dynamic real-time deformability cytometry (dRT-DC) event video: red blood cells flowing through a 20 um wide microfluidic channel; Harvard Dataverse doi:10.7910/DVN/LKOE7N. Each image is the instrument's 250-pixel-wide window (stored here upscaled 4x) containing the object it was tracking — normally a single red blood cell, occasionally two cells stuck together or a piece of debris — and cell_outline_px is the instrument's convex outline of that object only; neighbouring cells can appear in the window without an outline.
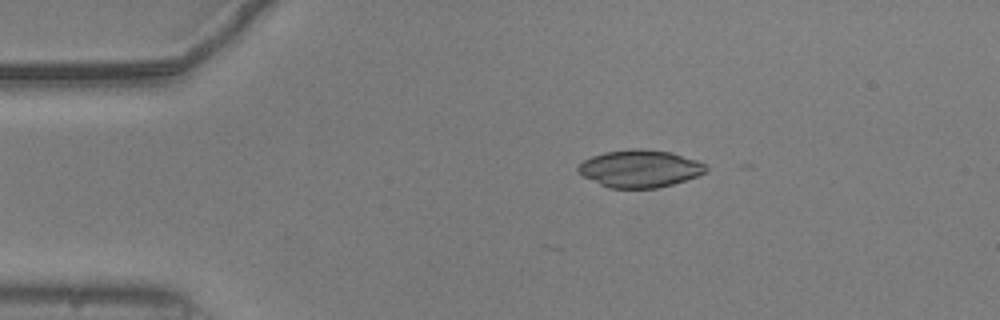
{"species": "common noctule bat (a hibernating species)", "species_latin": "Nyctalus noctula", "temperature_condition": "warm", "stored_images_in_passage": 9, "camera_frame_rate_fps": 3000, "um_per_image_px": 0.085, "animal": {"sex": "male", "body_mass_g": 20.5, "forearm_length_mm": 52.5}, "frame": {"image": 1, "passage_image": 1, "time_ms": 0.0, "image_size_px": [1000, 320], "cell_outline_px": [[708, 172], [672, 184], [656, 188], [608, 188], [584, 176], [576, 168], [584, 160], [592, 156], [604, 152], [632, 148], [640, 148], [672, 152], [696, 160], [704, 164], [708, 168]], "centroid_in_image_um": [54.4, 14.32], "position_along_channel_um": 30.6, "area_um2": 27.74}}